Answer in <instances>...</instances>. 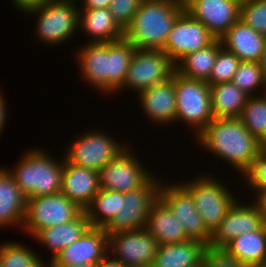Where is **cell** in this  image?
Returning <instances> with one entry per match:
<instances>
[{"mask_svg":"<svg viewBox=\"0 0 266 267\" xmlns=\"http://www.w3.org/2000/svg\"><path fill=\"white\" fill-rule=\"evenodd\" d=\"M261 147L266 149V138L261 142Z\"/></svg>","mask_w":266,"mask_h":267,"instance_id":"obj_47","label":"cell"},{"mask_svg":"<svg viewBox=\"0 0 266 267\" xmlns=\"http://www.w3.org/2000/svg\"><path fill=\"white\" fill-rule=\"evenodd\" d=\"M6 102L4 100V97L0 93V133L4 129V125L6 123V117H7V112H6Z\"/></svg>","mask_w":266,"mask_h":267,"instance_id":"obj_43","label":"cell"},{"mask_svg":"<svg viewBox=\"0 0 266 267\" xmlns=\"http://www.w3.org/2000/svg\"><path fill=\"white\" fill-rule=\"evenodd\" d=\"M79 1L80 0H78V2ZM81 3V9L109 8L111 0H81Z\"/></svg>","mask_w":266,"mask_h":267,"instance_id":"obj_42","label":"cell"},{"mask_svg":"<svg viewBox=\"0 0 266 267\" xmlns=\"http://www.w3.org/2000/svg\"><path fill=\"white\" fill-rule=\"evenodd\" d=\"M108 255V234L103 228L90 226L81 237L61 250L48 267L98 265Z\"/></svg>","mask_w":266,"mask_h":267,"instance_id":"obj_15","label":"cell"},{"mask_svg":"<svg viewBox=\"0 0 266 267\" xmlns=\"http://www.w3.org/2000/svg\"><path fill=\"white\" fill-rule=\"evenodd\" d=\"M145 229L156 239L158 245L182 243L190 239L181 222L160 198L150 208Z\"/></svg>","mask_w":266,"mask_h":267,"instance_id":"obj_23","label":"cell"},{"mask_svg":"<svg viewBox=\"0 0 266 267\" xmlns=\"http://www.w3.org/2000/svg\"><path fill=\"white\" fill-rule=\"evenodd\" d=\"M49 0H12V3L18 10L26 12L38 8Z\"/></svg>","mask_w":266,"mask_h":267,"instance_id":"obj_40","label":"cell"},{"mask_svg":"<svg viewBox=\"0 0 266 267\" xmlns=\"http://www.w3.org/2000/svg\"><path fill=\"white\" fill-rule=\"evenodd\" d=\"M130 150L127 147L114 160L109 161L100 169V189L126 193L142 186L154 175L144 169L145 167L138 161L140 159L134 155L136 153Z\"/></svg>","mask_w":266,"mask_h":267,"instance_id":"obj_14","label":"cell"},{"mask_svg":"<svg viewBox=\"0 0 266 267\" xmlns=\"http://www.w3.org/2000/svg\"><path fill=\"white\" fill-rule=\"evenodd\" d=\"M142 0H111L110 11L115 22L125 31Z\"/></svg>","mask_w":266,"mask_h":267,"instance_id":"obj_38","label":"cell"},{"mask_svg":"<svg viewBox=\"0 0 266 267\" xmlns=\"http://www.w3.org/2000/svg\"><path fill=\"white\" fill-rule=\"evenodd\" d=\"M215 39L205 25L184 10L175 21L163 51L176 65L187 54L205 48Z\"/></svg>","mask_w":266,"mask_h":267,"instance_id":"obj_12","label":"cell"},{"mask_svg":"<svg viewBox=\"0 0 266 267\" xmlns=\"http://www.w3.org/2000/svg\"><path fill=\"white\" fill-rule=\"evenodd\" d=\"M202 267H249L223 248L207 247L203 256Z\"/></svg>","mask_w":266,"mask_h":267,"instance_id":"obj_39","label":"cell"},{"mask_svg":"<svg viewBox=\"0 0 266 267\" xmlns=\"http://www.w3.org/2000/svg\"><path fill=\"white\" fill-rule=\"evenodd\" d=\"M135 50L126 38L108 42L109 94L118 92L123 86Z\"/></svg>","mask_w":266,"mask_h":267,"instance_id":"obj_30","label":"cell"},{"mask_svg":"<svg viewBox=\"0 0 266 267\" xmlns=\"http://www.w3.org/2000/svg\"><path fill=\"white\" fill-rule=\"evenodd\" d=\"M89 227L87 214L82 211L68 223L40 230L33 239L51 251L53 260L61 250L78 240Z\"/></svg>","mask_w":266,"mask_h":267,"instance_id":"obj_26","label":"cell"},{"mask_svg":"<svg viewBox=\"0 0 266 267\" xmlns=\"http://www.w3.org/2000/svg\"><path fill=\"white\" fill-rule=\"evenodd\" d=\"M83 210L61 192L26 199L23 227L34 237L40 230L72 221Z\"/></svg>","mask_w":266,"mask_h":267,"instance_id":"obj_8","label":"cell"},{"mask_svg":"<svg viewBox=\"0 0 266 267\" xmlns=\"http://www.w3.org/2000/svg\"><path fill=\"white\" fill-rule=\"evenodd\" d=\"M256 196H254L255 200L253 203L257 206L259 213L266 225V190L257 191Z\"/></svg>","mask_w":266,"mask_h":267,"instance_id":"obj_41","label":"cell"},{"mask_svg":"<svg viewBox=\"0 0 266 267\" xmlns=\"http://www.w3.org/2000/svg\"><path fill=\"white\" fill-rule=\"evenodd\" d=\"M260 65L262 67V72H263V75H264V79L266 81V43H265L264 51L262 53V57L260 59Z\"/></svg>","mask_w":266,"mask_h":267,"instance_id":"obj_45","label":"cell"},{"mask_svg":"<svg viewBox=\"0 0 266 267\" xmlns=\"http://www.w3.org/2000/svg\"><path fill=\"white\" fill-rule=\"evenodd\" d=\"M99 190V172L73 165L64 159L60 191L63 195L84 211Z\"/></svg>","mask_w":266,"mask_h":267,"instance_id":"obj_19","label":"cell"},{"mask_svg":"<svg viewBox=\"0 0 266 267\" xmlns=\"http://www.w3.org/2000/svg\"><path fill=\"white\" fill-rule=\"evenodd\" d=\"M207 247L206 243L194 239L160 244L151 267H202Z\"/></svg>","mask_w":266,"mask_h":267,"instance_id":"obj_22","label":"cell"},{"mask_svg":"<svg viewBox=\"0 0 266 267\" xmlns=\"http://www.w3.org/2000/svg\"><path fill=\"white\" fill-rule=\"evenodd\" d=\"M78 25L88 37H92L89 41L91 43L112 42L124 38V31L115 22L110 8L81 10L79 7Z\"/></svg>","mask_w":266,"mask_h":267,"instance_id":"obj_25","label":"cell"},{"mask_svg":"<svg viewBox=\"0 0 266 267\" xmlns=\"http://www.w3.org/2000/svg\"><path fill=\"white\" fill-rule=\"evenodd\" d=\"M77 4V0H49L26 12L37 15L35 32L45 45H59L73 37L79 26Z\"/></svg>","mask_w":266,"mask_h":267,"instance_id":"obj_6","label":"cell"},{"mask_svg":"<svg viewBox=\"0 0 266 267\" xmlns=\"http://www.w3.org/2000/svg\"><path fill=\"white\" fill-rule=\"evenodd\" d=\"M63 167L64 159L57 161L44 150L33 148L22 154L15 168L7 170L27 199L59 193Z\"/></svg>","mask_w":266,"mask_h":267,"instance_id":"obj_3","label":"cell"},{"mask_svg":"<svg viewBox=\"0 0 266 267\" xmlns=\"http://www.w3.org/2000/svg\"><path fill=\"white\" fill-rule=\"evenodd\" d=\"M152 175L142 186L126 193L119 192V211L103 228L109 235L121 231L144 229L150 208L159 198L161 179Z\"/></svg>","mask_w":266,"mask_h":267,"instance_id":"obj_4","label":"cell"},{"mask_svg":"<svg viewBox=\"0 0 266 267\" xmlns=\"http://www.w3.org/2000/svg\"><path fill=\"white\" fill-rule=\"evenodd\" d=\"M242 0H183L185 10L220 39L240 19Z\"/></svg>","mask_w":266,"mask_h":267,"instance_id":"obj_16","label":"cell"},{"mask_svg":"<svg viewBox=\"0 0 266 267\" xmlns=\"http://www.w3.org/2000/svg\"><path fill=\"white\" fill-rule=\"evenodd\" d=\"M211 176L204 174L191 182L179 183L190 193L206 228L213 233L237 198L226 185Z\"/></svg>","mask_w":266,"mask_h":267,"instance_id":"obj_7","label":"cell"},{"mask_svg":"<svg viewBox=\"0 0 266 267\" xmlns=\"http://www.w3.org/2000/svg\"><path fill=\"white\" fill-rule=\"evenodd\" d=\"M137 96L150 121L163 126L176 122L175 72L165 82L149 87Z\"/></svg>","mask_w":266,"mask_h":267,"instance_id":"obj_18","label":"cell"},{"mask_svg":"<svg viewBox=\"0 0 266 267\" xmlns=\"http://www.w3.org/2000/svg\"><path fill=\"white\" fill-rule=\"evenodd\" d=\"M223 249L249 267H266V225L236 237Z\"/></svg>","mask_w":266,"mask_h":267,"instance_id":"obj_27","label":"cell"},{"mask_svg":"<svg viewBox=\"0 0 266 267\" xmlns=\"http://www.w3.org/2000/svg\"><path fill=\"white\" fill-rule=\"evenodd\" d=\"M68 267H97V265H89V264H83V265H75V266H68Z\"/></svg>","mask_w":266,"mask_h":267,"instance_id":"obj_46","label":"cell"},{"mask_svg":"<svg viewBox=\"0 0 266 267\" xmlns=\"http://www.w3.org/2000/svg\"><path fill=\"white\" fill-rule=\"evenodd\" d=\"M97 267H123L119 262L113 260L111 256L107 255Z\"/></svg>","mask_w":266,"mask_h":267,"instance_id":"obj_44","label":"cell"},{"mask_svg":"<svg viewBox=\"0 0 266 267\" xmlns=\"http://www.w3.org/2000/svg\"><path fill=\"white\" fill-rule=\"evenodd\" d=\"M221 47L220 39H215L205 48L187 54L175 65L176 72L186 78L207 81Z\"/></svg>","mask_w":266,"mask_h":267,"instance_id":"obj_29","label":"cell"},{"mask_svg":"<svg viewBox=\"0 0 266 267\" xmlns=\"http://www.w3.org/2000/svg\"><path fill=\"white\" fill-rule=\"evenodd\" d=\"M84 211L90 226L104 228L119 211V192L100 189Z\"/></svg>","mask_w":266,"mask_h":267,"instance_id":"obj_31","label":"cell"},{"mask_svg":"<svg viewBox=\"0 0 266 267\" xmlns=\"http://www.w3.org/2000/svg\"><path fill=\"white\" fill-rule=\"evenodd\" d=\"M214 118L240 117L248 95L234 83L225 82L210 86Z\"/></svg>","mask_w":266,"mask_h":267,"instance_id":"obj_28","label":"cell"},{"mask_svg":"<svg viewBox=\"0 0 266 267\" xmlns=\"http://www.w3.org/2000/svg\"><path fill=\"white\" fill-rule=\"evenodd\" d=\"M220 41L225 49L231 51L241 61L260 62L266 36L259 34L239 19L220 38Z\"/></svg>","mask_w":266,"mask_h":267,"instance_id":"obj_21","label":"cell"},{"mask_svg":"<svg viewBox=\"0 0 266 267\" xmlns=\"http://www.w3.org/2000/svg\"><path fill=\"white\" fill-rule=\"evenodd\" d=\"M196 140L221 159L229 162L241 175L250 167L260 148L259 142L237 118H214L197 135Z\"/></svg>","mask_w":266,"mask_h":267,"instance_id":"obj_1","label":"cell"},{"mask_svg":"<svg viewBox=\"0 0 266 267\" xmlns=\"http://www.w3.org/2000/svg\"><path fill=\"white\" fill-rule=\"evenodd\" d=\"M262 94L248 96L239 117L247 130L259 142L266 138V92Z\"/></svg>","mask_w":266,"mask_h":267,"instance_id":"obj_32","label":"cell"},{"mask_svg":"<svg viewBox=\"0 0 266 267\" xmlns=\"http://www.w3.org/2000/svg\"><path fill=\"white\" fill-rule=\"evenodd\" d=\"M240 63L241 60L235 54L222 46L218 51L211 74L206 82L210 86L219 83L231 82Z\"/></svg>","mask_w":266,"mask_h":267,"instance_id":"obj_35","label":"cell"},{"mask_svg":"<svg viewBox=\"0 0 266 267\" xmlns=\"http://www.w3.org/2000/svg\"><path fill=\"white\" fill-rule=\"evenodd\" d=\"M85 46V47H84ZM78 63L81 76L95 90L109 94L108 42H88L78 50Z\"/></svg>","mask_w":266,"mask_h":267,"instance_id":"obj_20","label":"cell"},{"mask_svg":"<svg viewBox=\"0 0 266 267\" xmlns=\"http://www.w3.org/2000/svg\"><path fill=\"white\" fill-rule=\"evenodd\" d=\"M67 148L64 159L73 165L93 169L97 172L114 160L127 147L104 131H89L75 138Z\"/></svg>","mask_w":266,"mask_h":267,"instance_id":"obj_10","label":"cell"},{"mask_svg":"<svg viewBox=\"0 0 266 267\" xmlns=\"http://www.w3.org/2000/svg\"><path fill=\"white\" fill-rule=\"evenodd\" d=\"M175 71V64L163 50L136 49L121 88H129L138 94L165 82Z\"/></svg>","mask_w":266,"mask_h":267,"instance_id":"obj_9","label":"cell"},{"mask_svg":"<svg viewBox=\"0 0 266 267\" xmlns=\"http://www.w3.org/2000/svg\"><path fill=\"white\" fill-rule=\"evenodd\" d=\"M253 192L266 190V149L260 148L250 167L242 174Z\"/></svg>","mask_w":266,"mask_h":267,"instance_id":"obj_37","label":"cell"},{"mask_svg":"<svg viewBox=\"0 0 266 267\" xmlns=\"http://www.w3.org/2000/svg\"><path fill=\"white\" fill-rule=\"evenodd\" d=\"M29 247L17 242L0 244V261L3 267H48Z\"/></svg>","mask_w":266,"mask_h":267,"instance_id":"obj_33","label":"cell"},{"mask_svg":"<svg viewBox=\"0 0 266 267\" xmlns=\"http://www.w3.org/2000/svg\"><path fill=\"white\" fill-rule=\"evenodd\" d=\"M264 221L254 203L249 205L238 202L228 209L225 217L211 234L209 247L224 248L229 242L245 233L260 230Z\"/></svg>","mask_w":266,"mask_h":267,"instance_id":"obj_17","label":"cell"},{"mask_svg":"<svg viewBox=\"0 0 266 267\" xmlns=\"http://www.w3.org/2000/svg\"><path fill=\"white\" fill-rule=\"evenodd\" d=\"M176 121L195 128V136L214 119L210 85L203 80L190 79L175 71Z\"/></svg>","mask_w":266,"mask_h":267,"instance_id":"obj_5","label":"cell"},{"mask_svg":"<svg viewBox=\"0 0 266 267\" xmlns=\"http://www.w3.org/2000/svg\"><path fill=\"white\" fill-rule=\"evenodd\" d=\"M240 90L248 96H253L257 89L262 88L266 92V81L262 72L260 62L241 61L238 69L231 80Z\"/></svg>","mask_w":266,"mask_h":267,"instance_id":"obj_34","label":"cell"},{"mask_svg":"<svg viewBox=\"0 0 266 267\" xmlns=\"http://www.w3.org/2000/svg\"><path fill=\"white\" fill-rule=\"evenodd\" d=\"M26 197L6 168L0 167V228L23 227Z\"/></svg>","mask_w":266,"mask_h":267,"instance_id":"obj_24","label":"cell"},{"mask_svg":"<svg viewBox=\"0 0 266 267\" xmlns=\"http://www.w3.org/2000/svg\"><path fill=\"white\" fill-rule=\"evenodd\" d=\"M164 185L163 182L160 185L159 198L181 222L186 235L209 245L212 233L206 228L190 193L180 183Z\"/></svg>","mask_w":266,"mask_h":267,"instance_id":"obj_13","label":"cell"},{"mask_svg":"<svg viewBox=\"0 0 266 267\" xmlns=\"http://www.w3.org/2000/svg\"><path fill=\"white\" fill-rule=\"evenodd\" d=\"M185 10L183 0H142L124 31L135 49L163 50L172 27Z\"/></svg>","mask_w":266,"mask_h":267,"instance_id":"obj_2","label":"cell"},{"mask_svg":"<svg viewBox=\"0 0 266 267\" xmlns=\"http://www.w3.org/2000/svg\"><path fill=\"white\" fill-rule=\"evenodd\" d=\"M240 20L266 36V0H242Z\"/></svg>","mask_w":266,"mask_h":267,"instance_id":"obj_36","label":"cell"},{"mask_svg":"<svg viewBox=\"0 0 266 267\" xmlns=\"http://www.w3.org/2000/svg\"><path fill=\"white\" fill-rule=\"evenodd\" d=\"M157 249L156 239L145 228L108 236V255L123 267H151Z\"/></svg>","mask_w":266,"mask_h":267,"instance_id":"obj_11","label":"cell"}]
</instances>
